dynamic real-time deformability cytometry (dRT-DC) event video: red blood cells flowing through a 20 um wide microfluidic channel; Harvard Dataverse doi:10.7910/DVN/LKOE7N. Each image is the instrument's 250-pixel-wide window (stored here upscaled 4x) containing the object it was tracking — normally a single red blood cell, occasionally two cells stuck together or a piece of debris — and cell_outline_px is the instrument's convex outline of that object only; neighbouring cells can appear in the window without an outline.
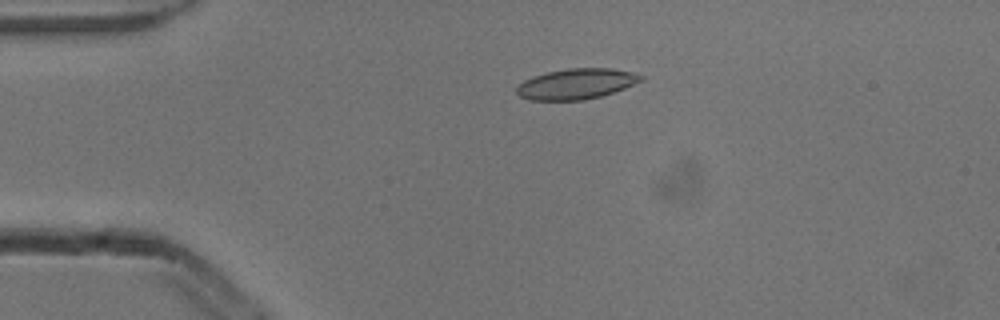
{"species": "common noctule bat (a hibernating species)", "species_latin": "Nyctalus noctula", "temperature_condition": "cold", "stored_images_in_passage": 5, "camera_frame_rate_fps": 3000, "um_per_image_px": 0.085, "animal": {"sex": "male", "body_mass_g": 13.3}, "frame": {"image": 1, "passage_image": 4, "time_ms": 1.0, "image_size_px": [1000, 320], "cell_outline_px": [[644, 80], [624, 88], [600, 96], [584, 100], [528, 100], [520, 96], [516, 92], [516, 88], [524, 80], [532, 76], [548, 72], [568, 68], [612, 68], [632, 72], [644, 76]], "centroid_in_image_um": [48.98, 7.12], "position_along_channel_um": 36.0, "area_um2": 22.08}}